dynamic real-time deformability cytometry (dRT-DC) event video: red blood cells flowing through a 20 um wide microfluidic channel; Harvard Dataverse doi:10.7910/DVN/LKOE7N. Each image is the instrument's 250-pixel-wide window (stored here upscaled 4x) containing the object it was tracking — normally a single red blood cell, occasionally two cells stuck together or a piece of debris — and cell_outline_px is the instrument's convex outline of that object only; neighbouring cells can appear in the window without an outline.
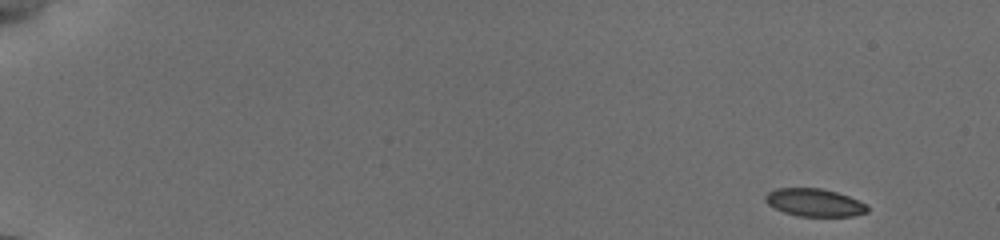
{"species": "common noctule bat (a hibernating species)", "species_latin": "Nyctalus noctula", "temperature_condition": "cold", "stored_images_in_passage": 21, "camera_frame_rate_fps": 3000, "um_per_image_px": 0.085, "animal": {"sex": "female", "body_mass_g": 19.5, "forearm_length_mm": 54.1}, "frame": {"image": 1, "passage_image": 1, "time_ms": 0.0, "image_size_px": [1000, 240], "cell_outline_px": [[868, 212], [852, 216], [796, 216], [784, 212], [768, 204], [764, 200], [764, 196], [768, 192], [776, 188], [820, 188], [836, 192], [848, 196], [864, 204], [868, 208]], "centroid_in_image_um": [69.19, 17.21], "position_along_channel_um": 15.8, "area_um2": 16.36}}
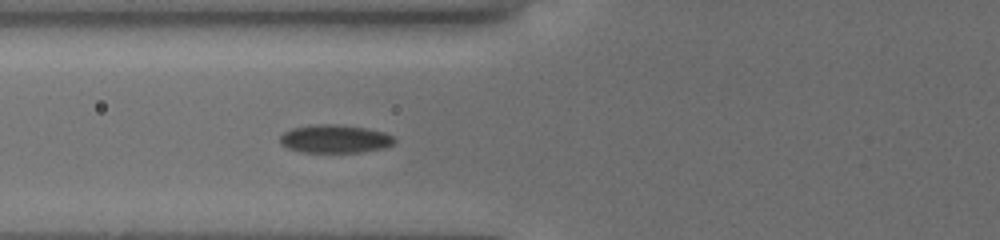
{"frame": {"image": 2, "passage_image": 18, "time_ms": 6.333, "image_size_px": [1000, 240], "cell_outline_px": [[396, 140], [392, 144], [384, 148], [360, 152], [300, 152], [288, 148], [280, 144], [280, 136], [284, 132], [292, 128], [312, 124], [340, 124], [364, 128], [384, 132], [392, 136]], "centroid_in_image_um": [28.44, 11.8], "position_along_channel_um": 97.4, "area_um2": 18.84}}
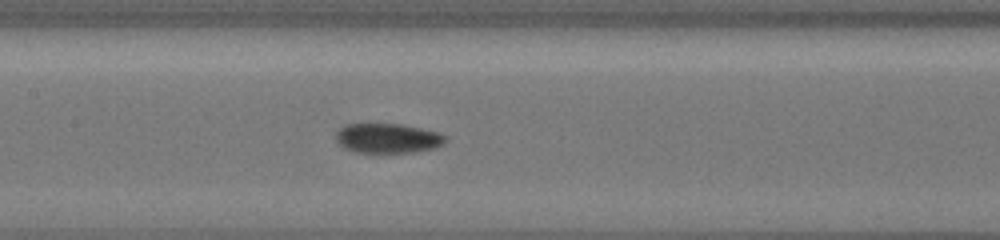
{"frame": {"image": 3, "passage_image": 21, "time_ms": 8.333, "image_size_px": [1000, 240], "cell_outline_px": [[448, 140], [444, 144], [436, 148], [416, 152], [356, 152], [344, 148], [336, 140], [336, 132], [344, 124], [400, 124], [420, 128], [436, 132], [448, 136]], "centroid_in_image_um": [32.99, 11.75], "position_along_channel_um": 174.4, "area_um2": 19.02}}